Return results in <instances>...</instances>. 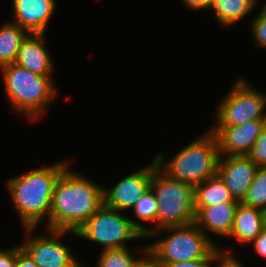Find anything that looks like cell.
Segmentation results:
<instances>
[{
    "instance_id": "cell-1",
    "label": "cell",
    "mask_w": 266,
    "mask_h": 267,
    "mask_svg": "<svg viewBox=\"0 0 266 267\" xmlns=\"http://www.w3.org/2000/svg\"><path fill=\"white\" fill-rule=\"evenodd\" d=\"M103 191L67 167L54 187L47 228L76 232L104 204Z\"/></svg>"
},
{
    "instance_id": "cell-2",
    "label": "cell",
    "mask_w": 266,
    "mask_h": 267,
    "mask_svg": "<svg viewBox=\"0 0 266 267\" xmlns=\"http://www.w3.org/2000/svg\"><path fill=\"white\" fill-rule=\"evenodd\" d=\"M67 167L69 162L62 161L8 179L7 189L23 228H36L38 223L49 221L54 187Z\"/></svg>"
},
{
    "instance_id": "cell-3",
    "label": "cell",
    "mask_w": 266,
    "mask_h": 267,
    "mask_svg": "<svg viewBox=\"0 0 266 267\" xmlns=\"http://www.w3.org/2000/svg\"><path fill=\"white\" fill-rule=\"evenodd\" d=\"M5 91L14 111L36 121L56 96L51 75H37L16 63L0 68Z\"/></svg>"
},
{
    "instance_id": "cell-4",
    "label": "cell",
    "mask_w": 266,
    "mask_h": 267,
    "mask_svg": "<svg viewBox=\"0 0 266 267\" xmlns=\"http://www.w3.org/2000/svg\"><path fill=\"white\" fill-rule=\"evenodd\" d=\"M163 154L155 157L158 167L170 178L193 187L217 174L220 154L216 137L210 130L185 146L166 163Z\"/></svg>"
},
{
    "instance_id": "cell-5",
    "label": "cell",
    "mask_w": 266,
    "mask_h": 267,
    "mask_svg": "<svg viewBox=\"0 0 266 267\" xmlns=\"http://www.w3.org/2000/svg\"><path fill=\"white\" fill-rule=\"evenodd\" d=\"M168 236L160 238L165 232ZM160 240L147 245L148 253L163 267L167 264L202 259L211 256L219 246L195 224L168 226L150 233L147 238Z\"/></svg>"
},
{
    "instance_id": "cell-6",
    "label": "cell",
    "mask_w": 266,
    "mask_h": 267,
    "mask_svg": "<svg viewBox=\"0 0 266 267\" xmlns=\"http://www.w3.org/2000/svg\"><path fill=\"white\" fill-rule=\"evenodd\" d=\"M157 202V230L168 226H183L195 223L196 210L194 187L170 178L152 161V181Z\"/></svg>"
},
{
    "instance_id": "cell-7",
    "label": "cell",
    "mask_w": 266,
    "mask_h": 267,
    "mask_svg": "<svg viewBox=\"0 0 266 267\" xmlns=\"http://www.w3.org/2000/svg\"><path fill=\"white\" fill-rule=\"evenodd\" d=\"M150 228L127 218L104 204L75 232L76 237L103 246V250L126 247L125 242L147 238Z\"/></svg>"
},
{
    "instance_id": "cell-8",
    "label": "cell",
    "mask_w": 266,
    "mask_h": 267,
    "mask_svg": "<svg viewBox=\"0 0 266 267\" xmlns=\"http://www.w3.org/2000/svg\"><path fill=\"white\" fill-rule=\"evenodd\" d=\"M217 108L215 126H237L248 121L266 120V94L244 79H238Z\"/></svg>"
},
{
    "instance_id": "cell-9",
    "label": "cell",
    "mask_w": 266,
    "mask_h": 267,
    "mask_svg": "<svg viewBox=\"0 0 266 267\" xmlns=\"http://www.w3.org/2000/svg\"><path fill=\"white\" fill-rule=\"evenodd\" d=\"M25 235L28 241L21 247L34 260L38 267H81L82 263L73 256L60 238L66 233L75 235L69 230H51L48 236H33L35 227H25ZM51 235V236H50ZM50 236V237H49Z\"/></svg>"
},
{
    "instance_id": "cell-10",
    "label": "cell",
    "mask_w": 266,
    "mask_h": 267,
    "mask_svg": "<svg viewBox=\"0 0 266 267\" xmlns=\"http://www.w3.org/2000/svg\"><path fill=\"white\" fill-rule=\"evenodd\" d=\"M266 120L248 121L237 126H212L220 156L248 155L262 132Z\"/></svg>"
},
{
    "instance_id": "cell-11",
    "label": "cell",
    "mask_w": 266,
    "mask_h": 267,
    "mask_svg": "<svg viewBox=\"0 0 266 267\" xmlns=\"http://www.w3.org/2000/svg\"><path fill=\"white\" fill-rule=\"evenodd\" d=\"M152 163L133 174L123 177L111 190L104 188V205L122 212L132 209L139 198L151 187Z\"/></svg>"
},
{
    "instance_id": "cell-12",
    "label": "cell",
    "mask_w": 266,
    "mask_h": 267,
    "mask_svg": "<svg viewBox=\"0 0 266 267\" xmlns=\"http://www.w3.org/2000/svg\"><path fill=\"white\" fill-rule=\"evenodd\" d=\"M258 168L247 155L220 156L217 174L223 180L233 199L241 203Z\"/></svg>"
},
{
    "instance_id": "cell-13",
    "label": "cell",
    "mask_w": 266,
    "mask_h": 267,
    "mask_svg": "<svg viewBox=\"0 0 266 267\" xmlns=\"http://www.w3.org/2000/svg\"><path fill=\"white\" fill-rule=\"evenodd\" d=\"M13 23L29 34H46L48 22L56 10V0H12Z\"/></svg>"
},
{
    "instance_id": "cell-14",
    "label": "cell",
    "mask_w": 266,
    "mask_h": 267,
    "mask_svg": "<svg viewBox=\"0 0 266 267\" xmlns=\"http://www.w3.org/2000/svg\"><path fill=\"white\" fill-rule=\"evenodd\" d=\"M239 203V201H230L215 203L204 208H195V224L210 240V236L207 235L210 232L221 237H229L234 224L235 211Z\"/></svg>"
},
{
    "instance_id": "cell-15",
    "label": "cell",
    "mask_w": 266,
    "mask_h": 267,
    "mask_svg": "<svg viewBox=\"0 0 266 267\" xmlns=\"http://www.w3.org/2000/svg\"><path fill=\"white\" fill-rule=\"evenodd\" d=\"M45 34H28L22 41L15 63L37 75H51L54 66L45 45Z\"/></svg>"
},
{
    "instance_id": "cell-16",
    "label": "cell",
    "mask_w": 266,
    "mask_h": 267,
    "mask_svg": "<svg viewBox=\"0 0 266 267\" xmlns=\"http://www.w3.org/2000/svg\"><path fill=\"white\" fill-rule=\"evenodd\" d=\"M262 229L263 210L239 203L229 237L236 238L241 244H249L260 234Z\"/></svg>"
},
{
    "instance_id": "cell-17",
    "label": "cell",
    "mask_w": 266,
    "mask_h": 267,
    "mask_svg": "<svg viewBox=\"0 0 266 267\" xmlns=\"http://www.w3.org/2000/svg\"><path fill=\"white\" fill-rule=\"evenodd\" d=\"M195 208L212 206L215 203L236 201L218 174L209 177L194 187Z\"/></svg>"
},
{
    "instance_id": "cell-18",
    "label": "cell",
    "mask_w": 266,
    "mask_h": 267,
    "mask_svg": "<svg viewBox=\"0 0 266 267\" xmlns=\"http://www.w3.org/2000/svg\"><path fill=\"white\" fill-rule=\"evenodd\" d=\"M29 33L13 22L0 26V68L15 63L22 41Z\"/></svg>"
},
{
    "instance_id": "cell-19",
    "label": "cell",
    "mask_w": 266,
    "mask_h": 267,
    "mask_svg": "<svg viewBox=\"0 0 266 267\" xmlns=\"http://www.w3.org/2000/svg\"><path fill=\"white\" fill-rule=\"evenodd\" d=\"M257 2L258 0H213L211 9L221 26H231L250 14Z\"/></svg>"
},
{
    "instance_id": "cell-20",
    "label": "cell",
    "mask_w": 266,
    "mask_h": 267,
    "mask_svg": "<svg viewBox=\"0 0 266 267\" xmlns=\"http://www.w3.org/2000/svg\"><path fill=\"white\" fill-rule=\"evenodd\" d=\"M243 205L266 209V167H259L249 190L243 201Z\"/></svg>"
},
{
    "instance_id": "cell-21",
    "label": "cell",
    "mask_w": 266,
    "mask_h": 267,
    "mask_svg": "<svg viewBox=\"0 0 266 267\" xmlns=\"http://www.w3.org/2000/svg\"><path fill=\"white\" fill-rule=\"evenodd\" d=\"M132 209L138 219L144 222L153 221L156 223L154 225L155 227H150V233L157 230L158 202L151 187L138 199L136 205Z\"/></svg>"
},
{
    "instance_id": "cell-22",
    "label": "cell",
    "mask_w": 266,
    "mask_h": 267,
    "mask_svg": "<svg viewBox=\"0 0 266 267\" xmlns=\"http://www.w3.org/2000/svg\"><path fill=\"white\" fill-rule=\"evenodd\" d=\"M97 260V267H134L140 259L134 258L124 247L103 250Z\"/></svg>"
},
{
    "instance_id": "cell-23",
    "label": "cell",
    "mask_w": 266,
    "mask_h": 267,
    "mask_svg": "<svg viewBox=\"0 0 266 267\" xmlns=\"http://www.w3.org/2000/svg\"><path fill=\"white\" fill-rule=\"evenodd\" d=\"M247 156L258 167H266V124Z\"/></svg>"
},
{
    "instance_id": "cell-24",
    "label": "cell",
    "mask_w": 266,
    "mask_h": 267,
    "mask_svg": "<svg viewBox=\"0 0 266 267\" xmlns=\"http://www.w3.org/2000/svg\"><path fill=\"white\" fill-rule=\"evenodd\" d=\"M252 34L256 46L266 48V18L261 14H257L251 20Z\"/></svg>"
},
{
    "instance_id": "cell-25",
    "label": "cell",
    "mask_w": 266,
    "mask_h": 267,
    "mask_svg": "<svg viewBox=\"0 0 266 267\" xmlns=\"http://www.w3.org/2000/svg\"><path fill=\"white\" fill-rule=\"evenodd\" d=\"M221 252L222 251L220 250V248H218L209 257H205V258H202V259L191 260V261H185V262H178V263L167 264L164 267H213L211 265L214 264V263H216V260L218 258V255Z\"/></svg>"
},
{
    "instance_id": "cell-26",
    "label": "cell",
    "mask_w": 266,
    "mask_h": 267,
    "mask_svg": "<svg viewBox=\"0 0 266 267\" xmlns=\"http://www.w3.org/2000/svg\"><path fill=\"white\" fill-rule=\"evenodd\" d=\"M216 260L217 267H244L241 262L228 250L222 249Z\"/></svg>"
},
{
    "instance_id": "cell-27",
    "label": "cell",
    "mask_w": 266,
    "mask_h": 267,
    "mask_svg": "<svg viewBox=\"0 0 266 267\" xmlns=\"http://www.w3.org/2000/svg\"><path fill=\"white\" fill-rule=\"evenodd\" d=\"M15 267H38L28 253L19 245L16 246V265Z\"/></svg>"
},
{
    "instance_id": "cell-28",
    "label": "cell",
    "mask_w": 266,
    "mask_h": 267,
    "mask_svg": "<svg viewBox=\"0 0 266 267\" xmlns=\"http://www.w3.org/2000/svg\"><path fill=\"white\" fill-rule=\"evenodd\" d=\"M16 246L7 250L0 249V267H15Z\"/></svg>"
},
{
    "instance_id": "cell-29",
    "label": "cell",
    "mask_w": 266,
    "mask_h": 267,
    "mask_svg": "<svg viewBox=\"0 0 266 267\" xmlns=\"http://www.w3.org/2000/svg\"><path fill=\"white\" fill-rule=\"evenodd\" d=\"M257 255L266 259V230L262 229L260 234L251 242Z\"/></svg>"
},
{
    "instance_id": "cell-30",
    "label": "cell",
    "mask_w": 266,
    "mask_h": 267,
    "mask_svg": "<svg viewBox=\"0 0 266 267\" xmlns=\"http://www.w3.org/2000/svg\"><path fill=\"white\" fill-rule=\"evenodd\" d=\"M140 251H143L145 257H141L134 267H163L148 253L147 246Z\"/></svg>"
},
{
    "instance_id": "cell-31",
    "label": "cell",
    "mask_w": 266,
    "mask_h": 267,
    "mask_svg": "<svg viewBox=\"0 0 266 267\" xmlns=\"http://www.w3.org/2000/svg\"><path fill=\"white\" fill-rule=\"evenodd\" d=\"M183 3H185V6H187L189 9H210L212 6L213 0H181Z\"/></svg>"
},
{
    "instance_id": "cell-32",
    "label": "cell",
    "mask_w": 266,
    "mask_h": 267,
    "mask_svg": "<svg viewBox=\"0 0 266 267\" xmlns=\"http://www.w3.org/2000/svg\"><path fill=\"white\" fill-rule=\"evenodd\" d=\"M263 229L266 230V209L263 210Z\"/></svg>"
},
{
    "instance_id": "cell-33",
    "label": "cell",
    "mask_w": 266,
    "mask_h": 267,
    "mask_svg": "<svg viewBox=\"0 0 266 267\" xmlns=\"http://www.w3.org/2000/svg\"><path fill=\"white\" fill-rule=\"evenodd\" d=\"M260 13L266 18V4H264V7Z\"/></svg>"
}]
</instances>
